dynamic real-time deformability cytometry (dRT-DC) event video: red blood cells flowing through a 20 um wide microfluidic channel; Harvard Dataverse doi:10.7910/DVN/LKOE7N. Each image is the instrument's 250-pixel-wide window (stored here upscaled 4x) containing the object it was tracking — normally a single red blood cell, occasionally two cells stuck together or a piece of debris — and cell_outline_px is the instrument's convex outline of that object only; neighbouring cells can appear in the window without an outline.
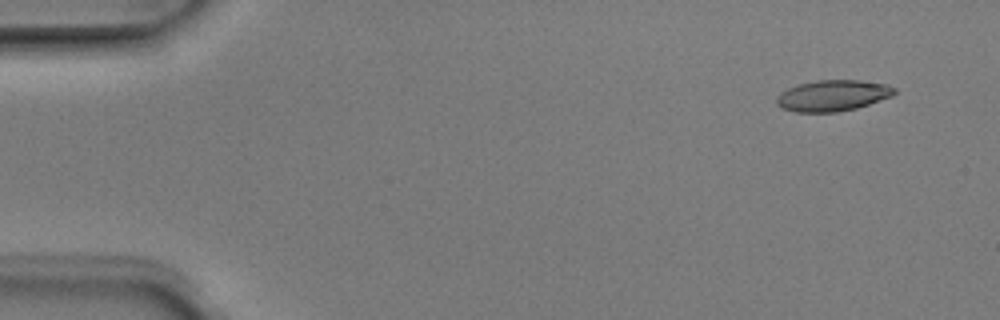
{"species": "Egyptian fruit bat (a non-hibernating species)", "species_latin": "Rousettus aegyptiacus", "temperature_condition": "room temperature", "stored_images_in_passage": 4, "camera_frame_rate_fps": 3000, "um_per_image_px": 0.085, "animal": {"sex": "male"}, "frame": {"image": 1, "passage_image": 1, "time_ms": 0.0, "image_size_px": [1000, 320], "cell_outline_px": [[896, 92], [892, 96], [856, 108], [836, 112], [796, 112], [784, 108], [776, 104], [776, 96], [780, 92], [788, 88], [800, 84], [816, 80], [860, 80], [888, 84], [896, 88]], "centroid_in_image_um": [70.79, 8.11], "position_along_channel_um": 14.2, "area_um2": 21.33}}
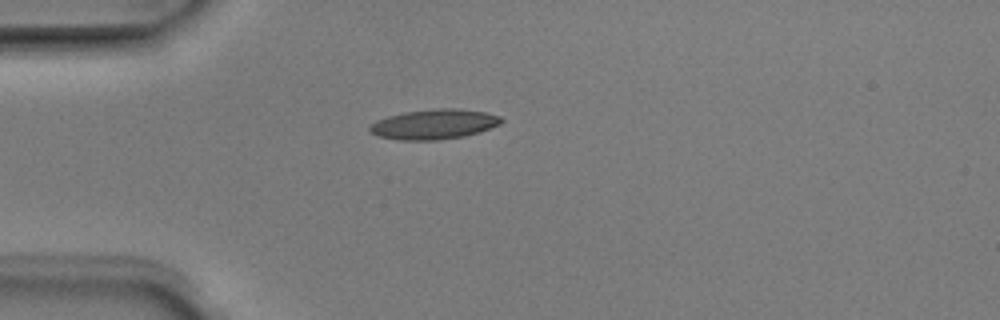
{"frame": {"image": 2, "passage_image": 4, "time_ms": 1.0, "image_size_px": [1000, 320], "cell_outline_px": [[504, 120], [500, 124], [480, 132], [464, 136], [436, 140], [400, 140], [380, 136], [368, 132], [368, 128], [376, 120], [388, 116], [404, 112], [436, 108], [452, 108], [484, 112], [500, 116]], "centroid_in_image_um": [36.88, 10.56], "position_along_channel_um": 48.1, "area_um2": 22.89}}